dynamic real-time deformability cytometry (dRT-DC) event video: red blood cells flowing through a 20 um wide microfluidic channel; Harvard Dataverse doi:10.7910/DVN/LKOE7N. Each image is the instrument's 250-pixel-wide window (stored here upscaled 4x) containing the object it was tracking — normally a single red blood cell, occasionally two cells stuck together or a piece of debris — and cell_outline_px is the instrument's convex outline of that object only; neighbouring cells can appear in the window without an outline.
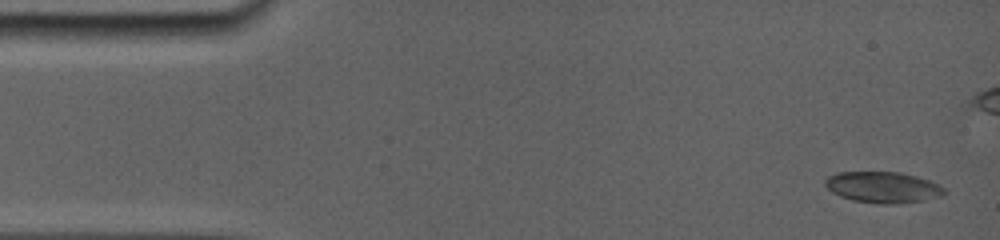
{"species": "common noctule bat (a hibernating species)", "species_latin": "Nyctalus noctula", "temperature_condition": "room temperature", "stored_images_in_passage": 36, "camera_frame_rate_fps": 5000, "um_per_image_px": 0.085, "animal": {"sex": "female", "body_mass_g": 19.0, "forearm_length_mm": 56.7}, "frame": {"image": 1, "passage_image": 1, "time_ms": 0.0, "image_size_px": [1000, 240], "cell_outline_px": [[944, 192], [924, 200], [896, 204], [876, 204], [852, 200], [840, 196], [832, 192], [824, 184], [824, 180], [828, 176], [840, 172], [896, 172], [928, 180], [944, 188]], "centroid_in_image_um": [74.94, 15.92], "position_along_channel_um": 10.1, "area_um2": 21.15}}
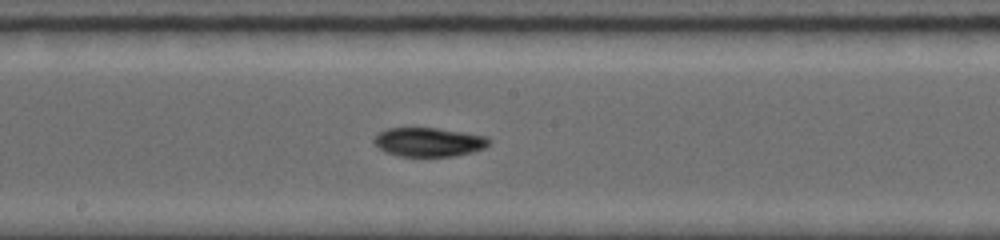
{"frame": {"image": 2, "passage_image": 18, "time_ms": 8.2, "image_size_px": [1000, 240], "cell_outline_px": [[488, 144], [484, 148], [452, 156], [400, 156], [384, 152], [376, 144], [376, 136], [380, 132], [388, 128], [436, 128], [484, 136], [488, 140]], "centroid_in_image_um": [36.4, 12.08], "position_along_channel_um": 211.8, "area_um2": 18.79}}
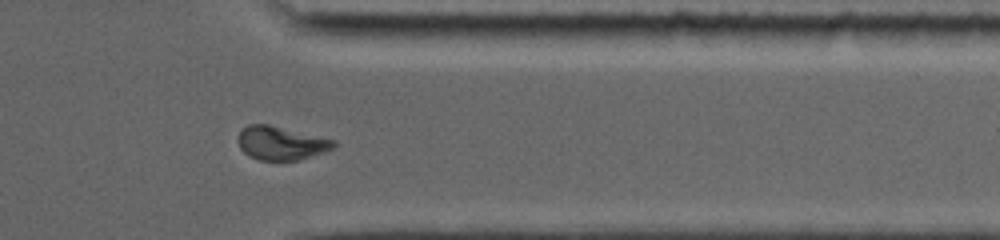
{"frame": {"image": 3, "passage_image": 28, "time_ms": 12.8, "image_size_px": [1000, 240], "cell_outline_px": [[336, 144], [332, 148], [324, 152], [300, 160], [260, 160], [248, 156], [240, 148], [236, 140], [240, 132], [248, 124], [268, 124], [336, 140]], "centroid_in_image_um": [23.87, 12.17], "position_along_channel_um": 387.5, "area_um2": 18.73}, "authors_computed_cell_mechanics": {"area_um2": 19.3341, "velocity_mm_per_s": 3.8095, "shape_relaxation_time_tau1_ms": 6.3721, "shape_relaxation_time_tau2_ms": null, "deformation_change_tau1": 0.1824, "deformation_change_tau2": null}}